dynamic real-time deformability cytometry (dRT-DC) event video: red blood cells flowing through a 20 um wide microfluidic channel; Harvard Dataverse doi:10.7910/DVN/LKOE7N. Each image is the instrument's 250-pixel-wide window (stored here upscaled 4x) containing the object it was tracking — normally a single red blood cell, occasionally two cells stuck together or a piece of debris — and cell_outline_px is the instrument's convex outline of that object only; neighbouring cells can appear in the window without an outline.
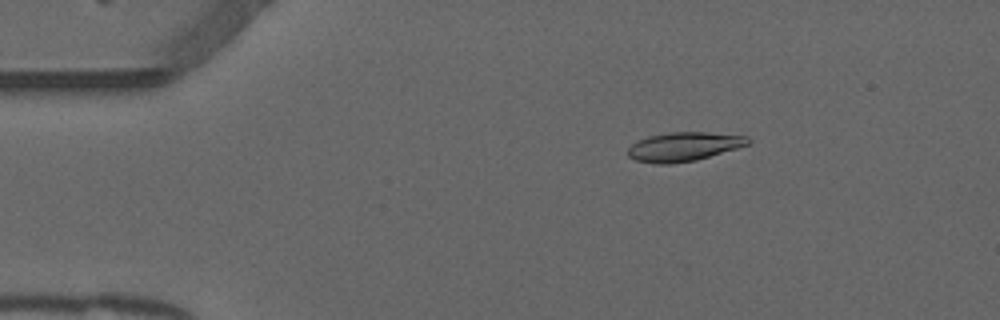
{"species": "common noctule bat (a hibernating species)", "species_latin": "Nyctalus noctula", "temperature_condition": "warm", "stored_images_in_passage": 48, "camera_frame_rate_fps": 3000, "um_per_image_px": 0.085, "animal": {"sex": "male", "forearm_length_mm": 52.5}, "frame": {"image": 1, "passage_image": 4, "time_ms": 1.0, "image_size_px": [1000, 320], "cell_outline_px": [[752, 140], [748, 144], [736, 148], [696, 160], [668, 164], [656, 164], [636, 160], [628, 156], [628, 148], [632, 144], [648, 136], [672, 132], [708, 132], [748, 136]], "centroid_in_image_um": [58.13, 12.46], "position_along_channel_um": 26.9, "area_um2": 20.11}}
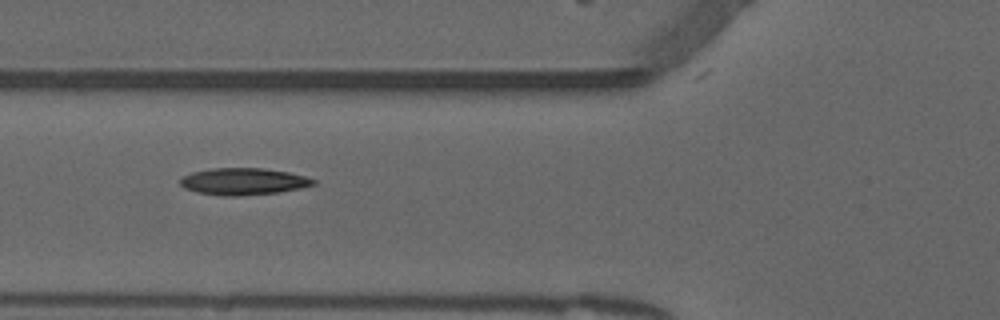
{"frame": {"image": 2, "passage_image": 15, "time_ms": 4.667, "image_size_px": [1000, 320], "cell_outline_px": [[316, 184], [300, 188], [280, 192], [240, 196], [224, 196], [200, 192], [184, 188], [180, 184], [180, 180], [184, 176], [192, 172], [212, 168], [264, 168], [288, 172], [304, 176], [316, 180]], "centroid_in_image_um": [20.71, 15.42], "position_along_channel_um": 105.1, "area_um2": 20.75}}
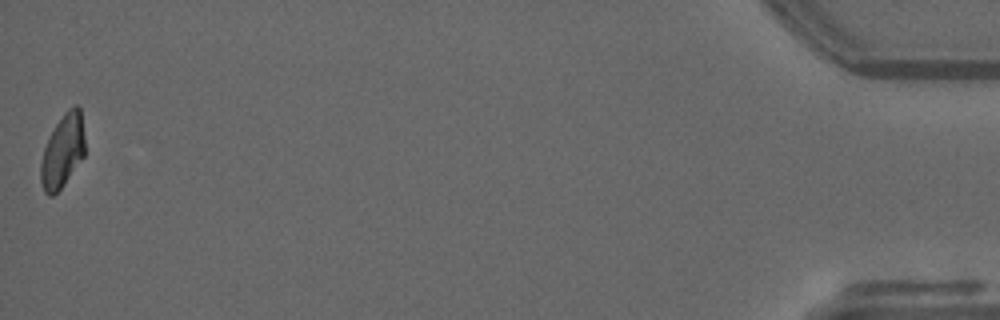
{"frame": {"image": 3, "passage_image": 48, "time_ms": 15.667, "image_size_px": [1000, 320], "cell_outline_px": [[84, 156], [64, 184], [52, 196], [48, 196], [44, 192], [40, 180], [40, 164], [44, 148], [56, 124], [64, 112], [68, 108], [76, 104], [80, 108], [84, 136]], "centroid_in_image_um": [5.32, 12.84], "position_along_channel_um": 429.9, "area_um2": 18.67}, "authors_computed_cell_mechanics": {"area_um2": 19.9988, "velocity_mm_per_s": 3.8668, "shape_relaxation_time_tau1_ms": null, "shape_relaxation_time_tau2_ms": 1.4296, "deformation_change_tau1": null, "deformation_change_tau2": 0.0725}}